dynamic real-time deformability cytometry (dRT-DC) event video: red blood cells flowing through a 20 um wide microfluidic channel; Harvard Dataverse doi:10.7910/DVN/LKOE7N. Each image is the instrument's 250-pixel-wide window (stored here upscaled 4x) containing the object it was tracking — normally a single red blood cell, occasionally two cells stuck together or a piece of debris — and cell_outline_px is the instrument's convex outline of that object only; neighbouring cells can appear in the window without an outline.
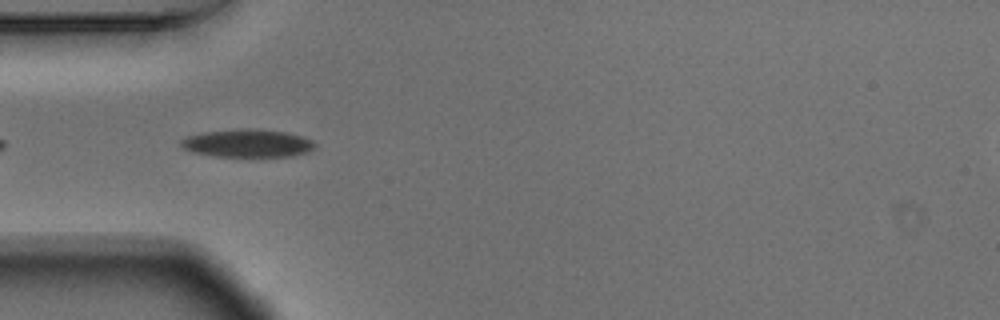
{"species": "Egyptian fruit bat (a non-hibernating species)", "species_latin": "Rousettus aegyptiacus", "temperature_condition": "warm", "stored_images_in_passage": 5, "camera_frame_rate_fps": 3000, "um_per_image_px": 0.085, "animal": {"sex": "male"}, "frame": {"image": 1, "passage_image": 2, "time_ms": 0.333, "image_size_px": [1000, 320], "cell_outline_px": [[316, 144], [308, 152], [292, 156], [212, 156], [192, 152], [184, 148], [180, 144], [180, 140], [188, 136], [204, 132], [236, 128], [252, 128], [284, 132], [300, 136], [312, 140]], "centroid_in_image_um": [21.0, 12.17], "position_along_channel_um": 64.0, "area_um2": 21.73}}